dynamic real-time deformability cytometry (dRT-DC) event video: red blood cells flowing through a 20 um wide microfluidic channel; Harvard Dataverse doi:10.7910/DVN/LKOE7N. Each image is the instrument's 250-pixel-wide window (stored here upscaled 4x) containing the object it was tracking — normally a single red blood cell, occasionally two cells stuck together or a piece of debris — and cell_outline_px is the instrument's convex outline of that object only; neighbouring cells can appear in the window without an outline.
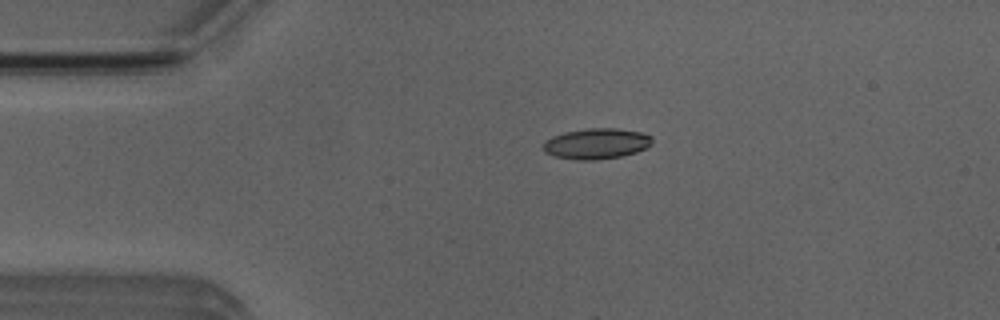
{"species": "Egyptian fruit bat (a non-hibernating species)", "species_latin": "Rousettus aegyptiacus", "temperature_condition": "room temperature", "stored_images_in_passage": 17, "camera_frame_rate_fps": 3000, "um_per_image_px": 0.085, "animal": {"sex": "male"}, "frame": {"image": 1, "passage_image": 11, "time_ms": 3.333, "image_size_px": [1000, 320], "cell_outline_px": [[652, 144], [636, 152], [620, 156], [596, 160], [576, 160], [556, 156], [544, 152], [544, 144], [552, 136], [564, 132], [588, 128], [616, 128], [644, 132], [652, 136]], "centroid_in_image_um": [50.73, 12.2], "position_along_channel_um": 34.3, "area_um2": 19.42}}